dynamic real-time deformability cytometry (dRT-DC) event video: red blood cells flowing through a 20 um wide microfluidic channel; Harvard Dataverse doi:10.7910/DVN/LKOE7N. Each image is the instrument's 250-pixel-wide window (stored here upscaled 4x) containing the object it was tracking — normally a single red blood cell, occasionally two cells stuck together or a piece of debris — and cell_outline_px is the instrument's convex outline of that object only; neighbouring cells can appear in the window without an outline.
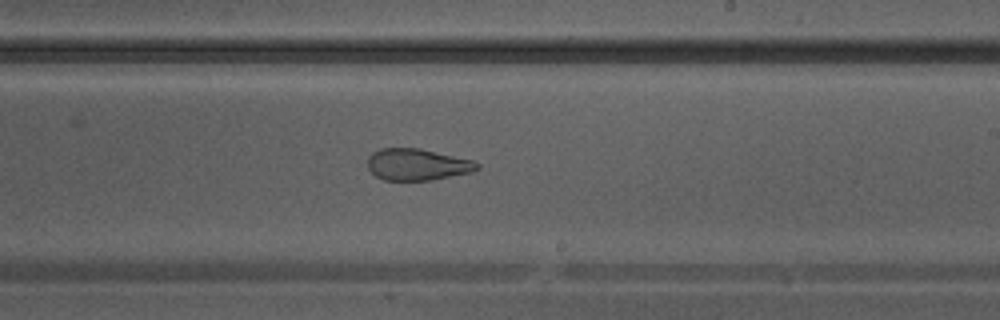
{"species": "Egyptian fruit bat (a non-hibernating species)", "species_latin": "Rousettus aegyptiacus", "temperature_condition": "warm", "stored_images_in_passage": 33, "camera_frame_rate_fps": 3000, "um_per_image_px": 0.085, "animal": {"sex": "male"}, "frame": {"image": 1, "passage_image": 19, "time_ms": 6.0, "image_size_px": [1000, 320], "cell_outline_px": [[480, 168], [472, 172], [432, 180], [384, 180], [376, 176], [368, 168], [368, 156], [372, 152], [380, 148], [420, 148], [472, 160], [480, 164]], "centroid_in_image_um": [35.46, 13.98], "position_along_channel_um": 253.5, "area_um2": 20.23}}